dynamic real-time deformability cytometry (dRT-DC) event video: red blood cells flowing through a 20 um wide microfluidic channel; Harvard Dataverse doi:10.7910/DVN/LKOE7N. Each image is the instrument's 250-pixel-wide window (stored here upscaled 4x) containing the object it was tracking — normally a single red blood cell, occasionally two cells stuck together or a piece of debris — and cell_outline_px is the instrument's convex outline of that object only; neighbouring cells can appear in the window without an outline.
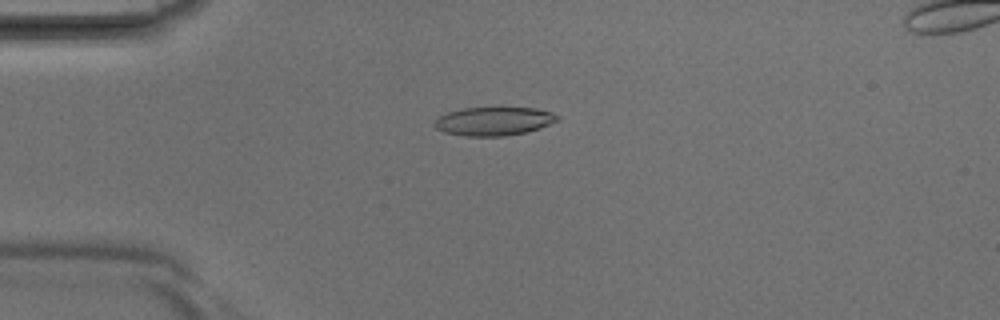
{"species": "Egyptian fruit bat (a non-hibernating species)", "species_latin": "Rousettus aegyptiacus", "temperature_condition": "room temperature", "stored_images_in_passage": 42, "segment_of_instrument_passage": [1, 2], "camera_frame_rate_fps": 3000, "um_per_image_px": 0.085, "animal": {"sex": "male"}, "frame": {"image": 1, "passage_image": 10, "time_ms": 3.0, "image_size_px": [1000, 320], "cell_outline_px": [[560, 120], [540, 128], [524, 132], [504, 136], [464, 136], [444, 132], [436, 128], [432, 124], [436, 116], [460, 108], [536, 108], [552, 112], [560, 116]], "centroid_in_image_um": [41.95, 10.3], "position_along_channel_um": 43.1, "area_um2": 20.63}}
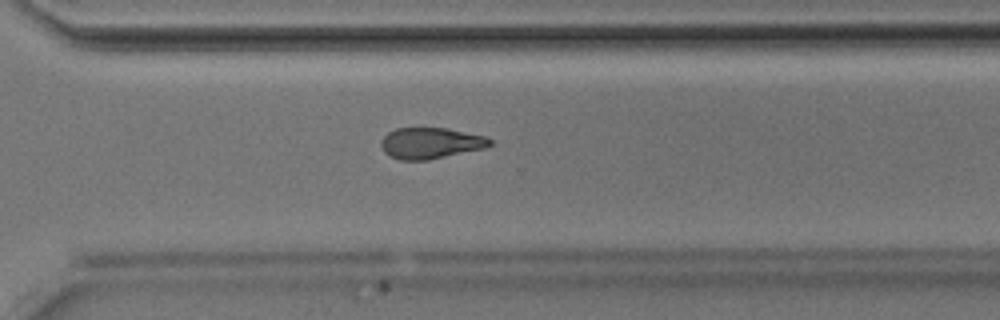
{"frame": {"image": 2, "passage_image": 29, "time_ms": 9.333, "image_size_px": [1000, 320], "cell_outline_px": [[492, 144], [484, 148], [428, 160], [400, 160], [388, 156], [384, 152], [380, 144], [380, 140], [388, 132], [396, 128], [448, 128], [488, 136], [492, 140]], "centroid_in_image_um": [36.6, 12.16], "position_along_channel_um": 334.0, "area_um2": 19.94}}
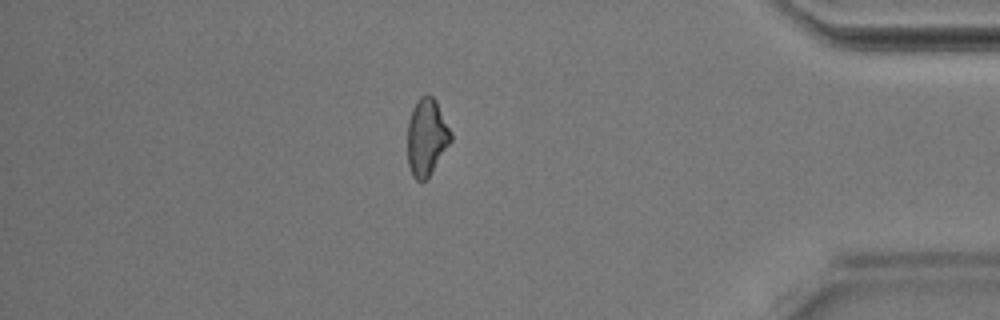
{"frame": {"image": 3, "passage_image": 35, "time_ms": 11.333, "image_size_px": [1000, 320], "cell_outline_px": [[452, 140], [428, 176], [424, 180], [416, 180], [412, 176], [408, 164], [408, 120], [412, 108], [416, 100], [420, 96], [432, 96], [436, 100], [452, 132]], "centroid_in_image_um": [36.26, 11.62], "position_along_channel_um": 398.9, "area_um2": 19.31}}